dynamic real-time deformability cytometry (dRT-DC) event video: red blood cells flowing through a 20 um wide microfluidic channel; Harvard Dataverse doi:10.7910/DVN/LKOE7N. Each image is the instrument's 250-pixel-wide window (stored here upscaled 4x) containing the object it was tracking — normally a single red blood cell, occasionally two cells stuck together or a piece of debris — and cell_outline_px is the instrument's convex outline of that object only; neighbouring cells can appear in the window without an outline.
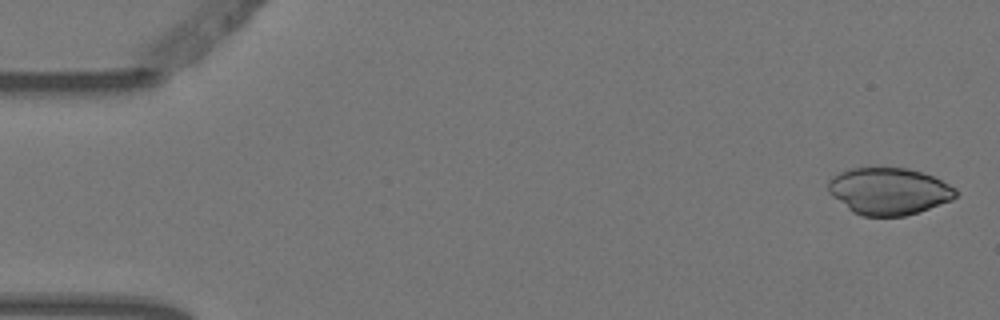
{"species": "Egyptian fruit bat (a non-hibernating species)", "species_latin": "Rousettus aegyptiacus", "temperature_condition": "warm", "stored_images_in_passage": 3, "camera_frame_rate_fps": 3000, "um_per_image_px": 0.085, "animal": {"sex": "female"}, "frame": {"image": 1, "passage_image": 1, "time_ms": 0.0, "image_size_px": [1000, 320], "cell_outline_px": [[956, 196], [952, 200], [920, 212], [904, 216], [864, 216], [852, 212], [832, 196], [828, 192], [828, 180], [832, 176], [848, 168], [908, 168], [924, 172], [956, 188]], "centroid_in_image_um": [75.54, 16.25], "position_along_channel_um": 9.5, "area_um2": 35.03}}